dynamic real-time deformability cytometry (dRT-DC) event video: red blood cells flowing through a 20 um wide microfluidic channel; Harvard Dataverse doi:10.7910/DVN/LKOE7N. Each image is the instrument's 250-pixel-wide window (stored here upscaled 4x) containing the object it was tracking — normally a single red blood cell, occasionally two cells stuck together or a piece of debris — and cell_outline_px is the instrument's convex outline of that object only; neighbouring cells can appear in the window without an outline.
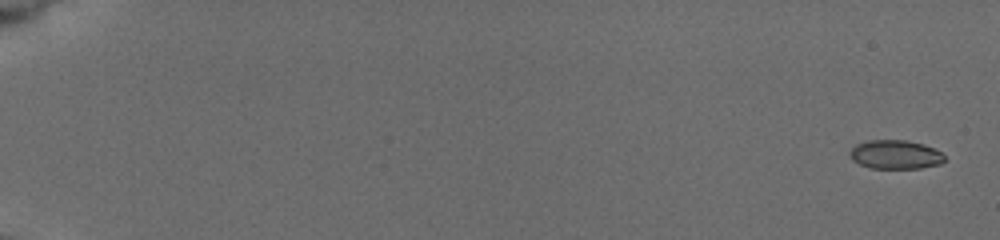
{"species": "common noctule bat (a hibernating species)", "species_latin": "Nyctalus noctula", "temperature_condition": "cold", "stored_images_in_passage": 13, "segment_of_instrument_passage": [1, 2], "camera_frame_rate_fps": 3000, "um_per_image_px": 0.085, "animal": {"sex": "female", "body_mass_g": 19.5, "forearm_length_mm": 54.1}, "frame": {"image": 1, "passage_image": 1, "time_ms": 0.0, "image_size_px": [1000, 240], "cell_outline_px": [[944, 160], [940, 164], [920, 168], [868, 168], [852, 160], [848, 156], [848, 152], [856, 144], [868, 140], [908, 140], [924, 144], [940, 152], [944, 156]], "centroid_in_image_um": [76.06, 13.13], "position_along_channel_um": 8.9, "area_um2": 16.01}}
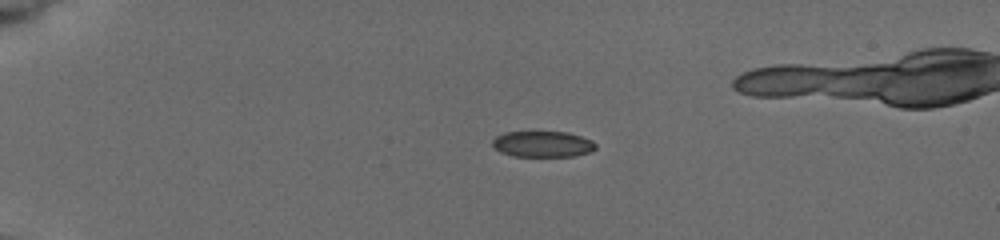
{"frame": {"image": 2, "passage_image": 8, "time_ms": 4.333, "image_size_px": [1000, 240], "cell_outline_px": [[596, 148], [592, 152], [572, 156], [512, 156], [500, 152], [492, 144], [492, 140], [496, 136], [504, 132], [568, 132], [592, 140], [596, 144]], "centroid_in_image_um": [46.13, 12.25], "position_along_channel_um": 38.9, "area_um2": 15.66}}
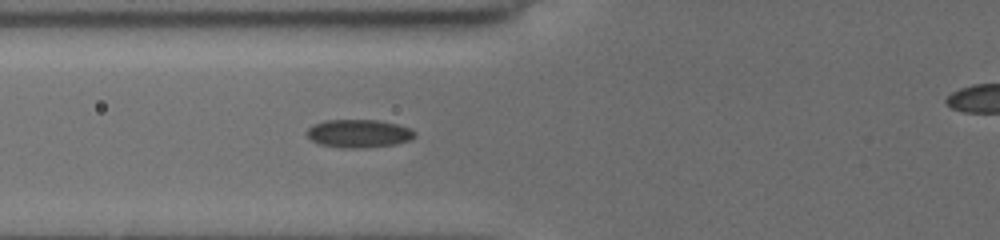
{"frame": {"image": 3, "passage_image": 12, "time_ms": 7.333, "image_size_px": [1000, 240], "cell_outline_px": [[416, 136], [408, 140], [396, 144], [360, 148], [340, 148], [320, 144], [312, 140], [304, 132], [312, 124], [324, 120], [380, 120], [396, 124], [408, 128], [416, 132]], "centroid_in_image_um": [30.45, 11.34], "position_along_channel_um": 95.3, "area_um2": 17.74}}